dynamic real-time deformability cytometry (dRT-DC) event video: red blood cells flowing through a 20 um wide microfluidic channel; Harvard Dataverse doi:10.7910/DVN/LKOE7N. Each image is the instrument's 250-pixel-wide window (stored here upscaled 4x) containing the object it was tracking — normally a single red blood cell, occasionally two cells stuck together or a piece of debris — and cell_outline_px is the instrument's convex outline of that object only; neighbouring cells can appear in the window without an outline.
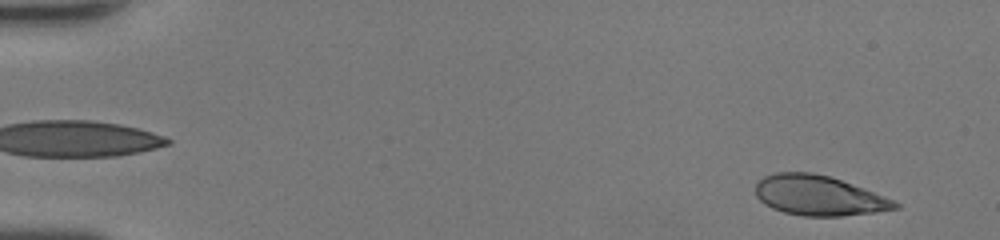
{"species": "human", "species_latin": "Homo sapiens", "temperature_condition": "room temperature", "stored_images_in_passage": 47, "segment_of_instrument_passage": [1, 2], "camera_frame_rate_fps": 3000, "um_per_image_px": 0.085, "donor": {"sex": "female"}, "frame": {"image": 1, "passage_image": 2, "time_ms": 0.333, "image_size_px": [1000, 240], "cell_outline_px": [[900, 208], [872, 212], [840, 216], [804, 216], [784, 212], [772, 208], [764, 204], [756, 196], [756, 184], [764, 176], [776, 172], [812, 172], [828, 176], [864, 188], [892, 200], [900, 204]], "centroid_in_image_um": [69.56, 16.62], "position_along_channel_um": 15.4, "area_um2": 32.14}}
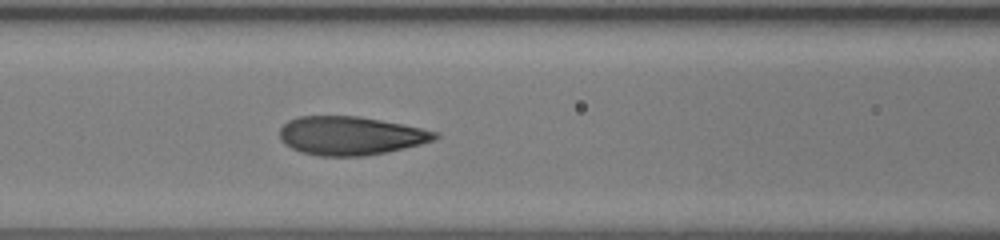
{"frame": {"image": 2, "passage_image": 20, "time_ms": 6.333, "image_size_px": [1000, 240], "cell_outline_px": [[440, 136], [436, 140], [388, 152], [364, 156], [320, 156], [300, 152], [284, 144], [280, 140], [280, 128], [288, 120], [300, 116], [360, 116], [404, 124], [440, 132]], "centroid_in_image_um": [29.82, 11.53], "position_along_channel_um": 136.8, "area_um2": 35.26}}
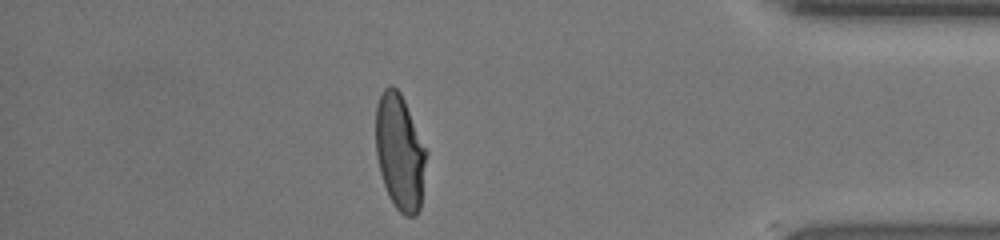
{"frame": {"image": 3, "passage_image": 40, "time_ms": 13.0, "image_size_px": [1000, 240], "cell_outline_px": [[428, 152], [420, 208], [416, 216], [404, 216], [396, 208], [388, 196], [380, 172], [376, 156], [376, 104], [384, 88], [388, 84], [392, 84], [400, 92], [404, 100]], "centroid_in_image_um": [33.99, 12.94], "position_along_channel_um": 401.2, "area_um2": 34.39}}